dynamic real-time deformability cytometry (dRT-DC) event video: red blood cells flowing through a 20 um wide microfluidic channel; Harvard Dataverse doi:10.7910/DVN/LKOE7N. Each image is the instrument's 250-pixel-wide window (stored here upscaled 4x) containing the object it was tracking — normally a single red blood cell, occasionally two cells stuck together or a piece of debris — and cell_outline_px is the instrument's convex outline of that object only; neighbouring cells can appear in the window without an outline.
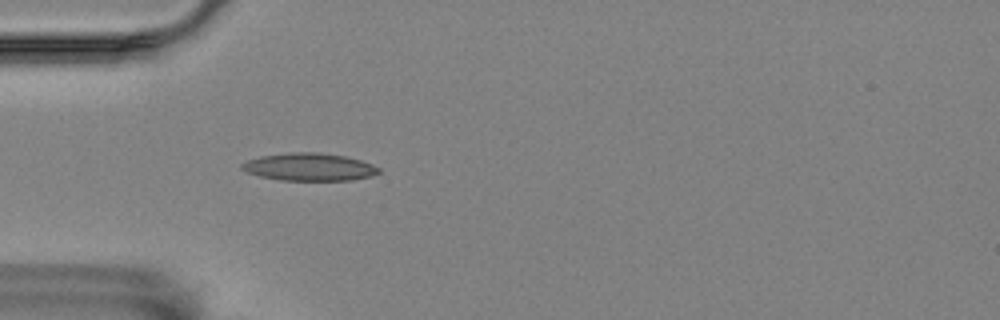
{"species": "Egyptian fruit bat (a non-hibernating species)", "species_latin": "Rousettus aegyptiacus", "temperature_condition": "room temperature", "stored_images_in_passage": 2, "camera_frame_rate_fps": 3000, "um_per_image_px": 0.085, "animal": {"sex": "female"}, "frame": {"image": 1, "passage_image": 2, "time_ms": 0.333, "image_size_px": [1000, 320], "cell_outline_px": [[380, 172], [372, 176], [352, 180], [280, 180], [260, 176], [248, 172], [240, 168], [240, 164], [248, 160], [260, 156], [292, 152], [320, 152], [344, 156], [360, 160], [372, 164], [380, 168]], "centroid_in_image_um": [26.3, 14.19], "position_along_channel_um": 58.7, "area_um2": 22.02}}